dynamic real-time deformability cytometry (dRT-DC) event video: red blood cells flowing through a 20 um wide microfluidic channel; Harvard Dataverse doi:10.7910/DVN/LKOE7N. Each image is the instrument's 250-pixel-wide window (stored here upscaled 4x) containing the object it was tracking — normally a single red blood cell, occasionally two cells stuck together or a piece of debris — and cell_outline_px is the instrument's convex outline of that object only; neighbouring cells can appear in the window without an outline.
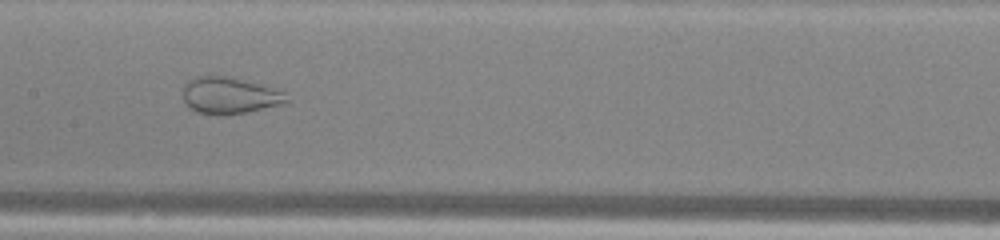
{"species": "common noctule bat (a hibernating species)", "species_latin": "Nyctalus noctula", "temperature_condition": "warm", "stored_images_in_passage": 45, "camera_frame_rate_fps": 3000, "um_per_image_px": 0.085, "animal": {"sex": "male", "body_mass_g": 13.0, "forearm_length_mm": 53.1}, "frame": {"image": 1, "passage_image": 20, "time_ms": 6.333, "image_size_px": [1000, 240], "cell_outline_px": [[292, 100], [284, 104], [244, 112], [220, 116], [196, 112], [188, 108], [184, 100], [184, 88], [188, 80], [196, 76], [224, 76], [272, 88], [284, 92]], "centroid_in_image_um": [19.5, 8.14], "position_along_channel_um": 187.9, "area_um2": 21.91}}
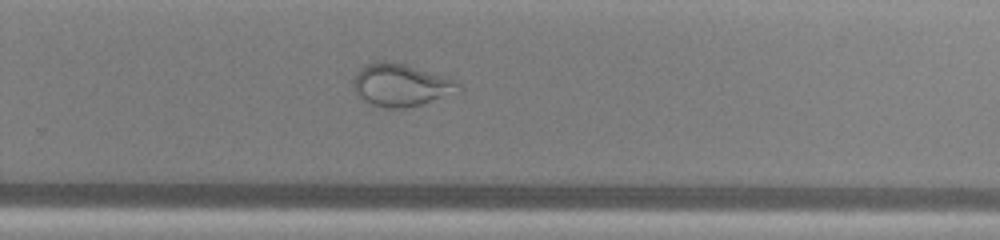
{"frame": {"image": 2, "passage_image": 28, "time_ms": 9.0, "image_size_px": [1000, 240], "cell_outline_px": [[464, 88], [460, 92], [420, 104], [404, 108], [384, 108], [372, 104], [364, 100], [352, 88], [352, 80], [356, 72], [364, 64], [376, 60], [388, 60], [404, 64], [456, 80]], "centroid_in_image_um": [34.05, 7.21], "position_along_channel_um": 295.7, "area_um2": 26.24}}
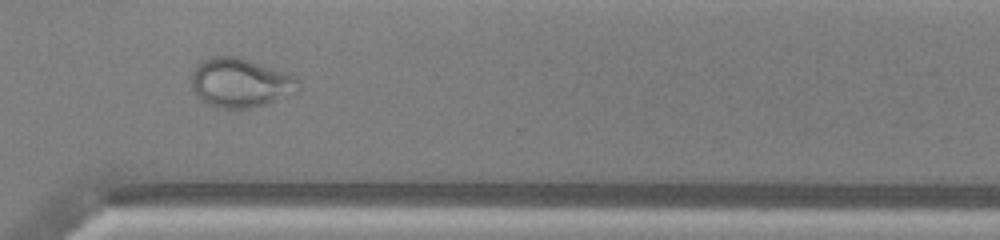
{"frame": {"image": 3, "passage_image": 32, "time_ms": 10.333, "image_size_px": [1000, 240], "cell_outline_px": [[300, 92], [252, 108], [216, 108], [204, 104], [196, 96], [188, 80], [188, 76], [196, 64], [212, 56], [236, 56], [288, 72], [296, 76], [300, 80]], "centroid_in_image_um": [20.4, 7.04], "position_along_channel_um": 350.2, "area_um2": 31.56}}